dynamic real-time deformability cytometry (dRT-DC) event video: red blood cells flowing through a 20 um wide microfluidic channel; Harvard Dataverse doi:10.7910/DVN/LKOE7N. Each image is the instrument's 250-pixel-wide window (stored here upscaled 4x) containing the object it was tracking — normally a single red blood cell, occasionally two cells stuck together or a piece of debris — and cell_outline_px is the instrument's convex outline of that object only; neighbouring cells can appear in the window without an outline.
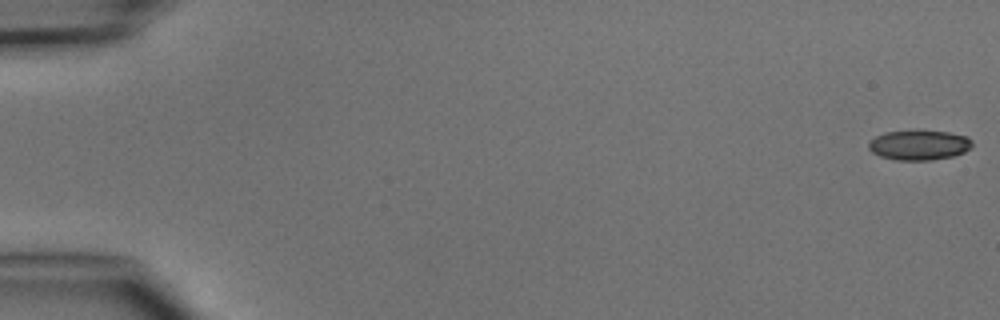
{"species": "common noctule bat (a hibernating species)", "species_latin": "Nyctalus noctula", "temperature_condition": "cold", "stored_images_in_passage": 4, "camera_frame_rate_fps": 3000, "um_per_image_px": 0.085, "animal": {"sex": "male", "body_mass_g": 15.6}, "frame": {"image": 1, "passage_image": 1, "time_ms": 0.0, "image_size_px": [1000, 320], "cell_outline_px": [[972, 148], [964, 152], [952, 156], [932, 160], [896, 160], [880, 156], [872, 152], [868, 148], [868, 140], [884, 132], [948, 132], [968, 136], [972, 140]], "centroid_in_image_um": [78.12, 12.35], "position_along_channel_um": 6.9, "area_um2": 17.86}}
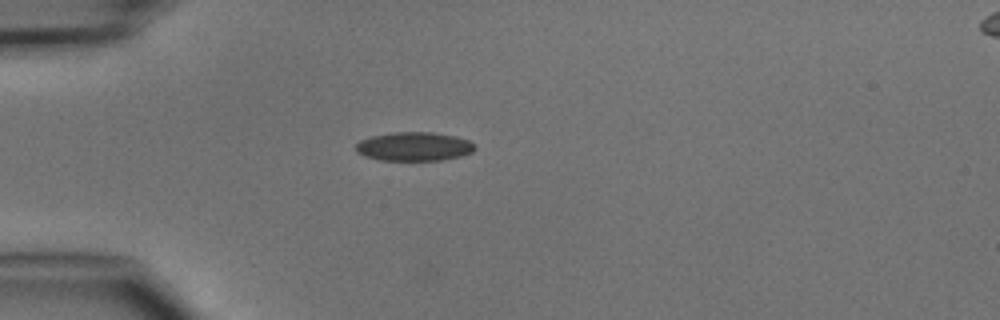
{"frame": {"image": 2, "passage_image": 4, "time_ms": 4.333, "image_size_px": [1000, 320], "cell_outline_px": [[476, 148], [472, 152], [460, 156], [444, 160], [380, 160], [364, 156], [356, 152], [356, 144], [360, 140], [372, 136], [392, 132], [432, 132], [456, 136], [468, 140], [476, 144]], "centroid_in_image_um": [35.21, 12.45], "position_along_channel_um": 49.8, "area_um2": 20.11}}